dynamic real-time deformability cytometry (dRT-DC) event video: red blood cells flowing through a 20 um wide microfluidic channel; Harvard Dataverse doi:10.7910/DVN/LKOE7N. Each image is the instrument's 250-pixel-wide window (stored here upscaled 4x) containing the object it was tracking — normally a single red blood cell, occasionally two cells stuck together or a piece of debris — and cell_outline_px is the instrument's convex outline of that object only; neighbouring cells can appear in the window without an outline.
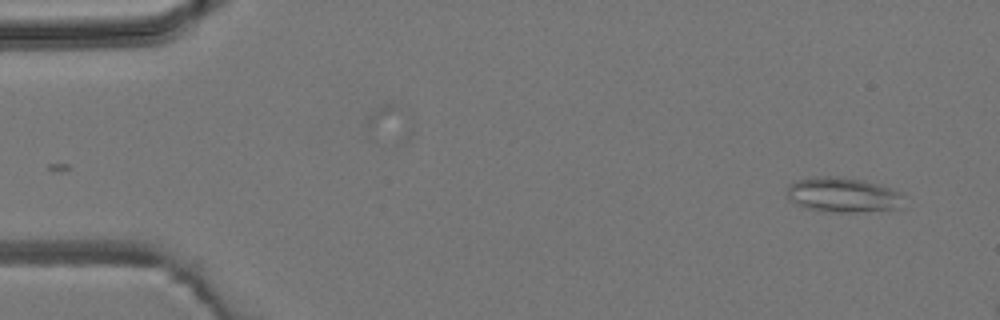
{"species": "common noctule bat (a hibernating species)", "species_latin": "Nyctalus noctula", "temperature_condition": "room temperature", "stored_images_in_passage": 4, "camera_frame_rate_fps": 3000, "um_per_image_px": 0.085, "animal": {"sex": "male", "body_mass_g": 19.2, "forearm_length_mm": 51.8}, "frame": {"image": 1, "passage_image": 1, "time_ms": 0.0, "image_size_px": [1000, 320], "cell_outline_px": [[900, 208], [856, 212], [820, 212], [804, 208], [792, 200], [788, 196], [788, 184], [796, 180], [824, 176], [836, 176], [864, 180], [892, 188], [900, 192]], "centroid_in_image_um": [71.61, 16.57], "position_along_channel_um": 13.4, "area_um2": 23.58}}